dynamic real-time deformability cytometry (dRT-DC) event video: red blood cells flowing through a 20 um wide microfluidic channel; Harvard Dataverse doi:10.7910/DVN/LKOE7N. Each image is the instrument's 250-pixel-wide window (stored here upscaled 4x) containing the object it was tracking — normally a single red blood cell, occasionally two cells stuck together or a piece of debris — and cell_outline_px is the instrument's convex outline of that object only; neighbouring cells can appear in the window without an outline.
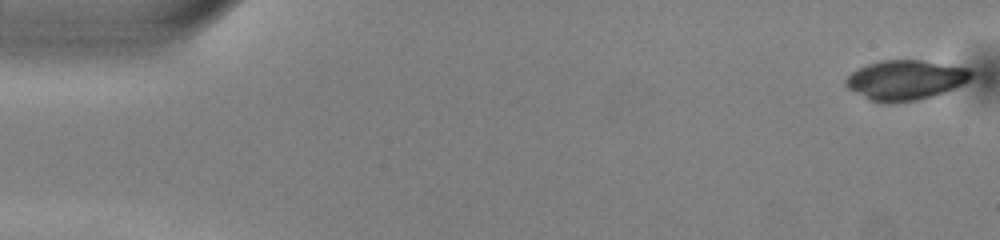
{"species": "common noctule bat (a hibernating species)", "species_latin": "Nyctalus noctula", "temperature_condition": "warm", "stored_images_in_passage": 47, "camera_frame_rate_fps": 3000, "um_per_image_px": 0.085, "animal": {"sex": "male", "body_mass_g": 13.0, "forearm_length_mm": 53.1}, "frame": {"image": 1, "passage_image": 1, "time_ms": 0.0, "image_size_px": [1000, 240], "cell_outline_px": [[972, 76], [964, 84], [944, 92], [932, 96], [916, 100], [888, 104], [884, 104], [872, 100], [848, 88], [844, 84], [844, 80], [852, 72], [868, 64], [880, 60], [920, 60], [968, 68], [972, 72]], "centroid_in_image_um": [76.96, 6.8], "position_along_channel_um": 8.0, "area_um2": 28.9}}
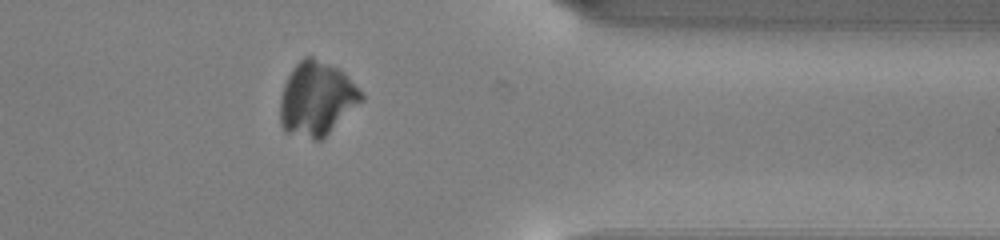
{"frame": {"image": 2, "passage_image": 41, "time_ms": 13.333, "image_size_px": [1000, 240], "cell_outline_px": [[364, 96], [320, 140], [316, 140], [284, 132], [280, 124], [280, 96], [284, 84], [292, 68], [304, 56], [312, 56], [344, 72], [348, 76]], "centroid_in_image_um": [26.84, 8.37], "position_along_channel_um": 384.6, "area_um2": 34.22}}